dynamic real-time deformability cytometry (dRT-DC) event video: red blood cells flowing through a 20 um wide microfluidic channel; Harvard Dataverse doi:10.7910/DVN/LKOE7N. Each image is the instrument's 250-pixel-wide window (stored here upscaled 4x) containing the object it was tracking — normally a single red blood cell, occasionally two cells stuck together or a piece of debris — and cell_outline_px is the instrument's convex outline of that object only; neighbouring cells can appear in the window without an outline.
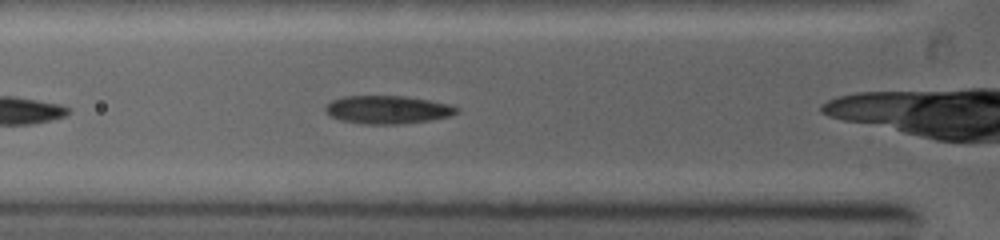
{"species": "common noctule bat (a hibernating species)", "species_latin": "Nyctalus noctula", "temperature_condition": "warm", "stored_images_in_passage": 4, "camera_frame_rate_fps": 5000, "um_per_image_px": 0.085, "animal": {"sex": "female", "body_mass_g": 19.0, "forearm_length_mm": 53.3}, "frame": {"image": 1, "passage_image": 4, "time_ms": 1.6, "image_size_px": [1000, 240], "cell_outline_px": [[460, 108], [456, 112], [448, 116], [428, 120], [400, 124], [364, 124], [340, 120], [332, 116], [324, 108], [332, 100], [344, 96], [404, 96], [428, 100], [448, 104]], "centroid_in_image_um": [32.92, 9.32], "position_along_channel_um": 92.9, "area_um2": 21.15}}